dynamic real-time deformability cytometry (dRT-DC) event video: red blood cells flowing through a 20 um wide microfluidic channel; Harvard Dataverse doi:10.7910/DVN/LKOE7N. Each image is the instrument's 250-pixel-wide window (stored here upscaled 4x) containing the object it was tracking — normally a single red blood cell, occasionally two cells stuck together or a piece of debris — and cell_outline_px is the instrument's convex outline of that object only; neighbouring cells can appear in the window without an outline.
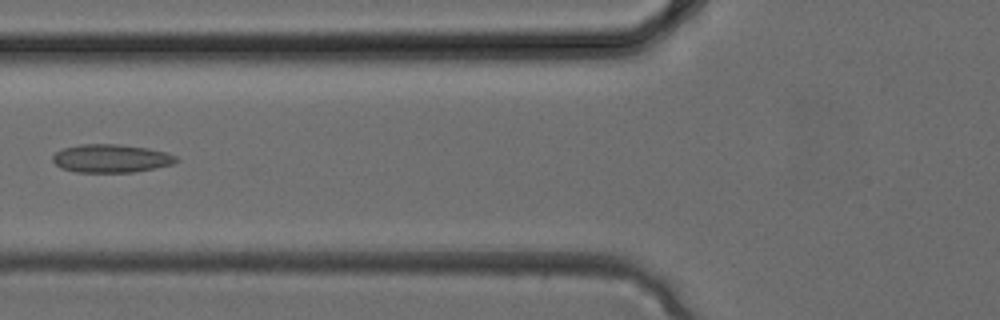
{"species": "common noctule bat (a hibernating species)", "species_latin": "Nyctalus noctula", "temperature_condition": "cold", "stored_images_in_passage": 25, "camera_frame_rate_fps": 3000, "um_per_image_px": 0.085, "animal": {"sex": "female", "body_mass_g": 24.6, "forearm_length_mm": 56.2}, "frame": {"image": 1, "passage_image": 4, "time_ms": 1.0, "image_size_px": [1000, 320], "cell_outline_px": [[180, 160], [172, 164], [132, 172], [76, 172], [60, 168], [52, 160], [52, 156], [56, 152], [64, 148], [80, 144], [120, 144], [148, 148], [164, 152], [176, 156]], "centroid_in_image_um": [9.42, 13.46], "position_along_channel_um": 116.4, "area_um2": 20.23}}
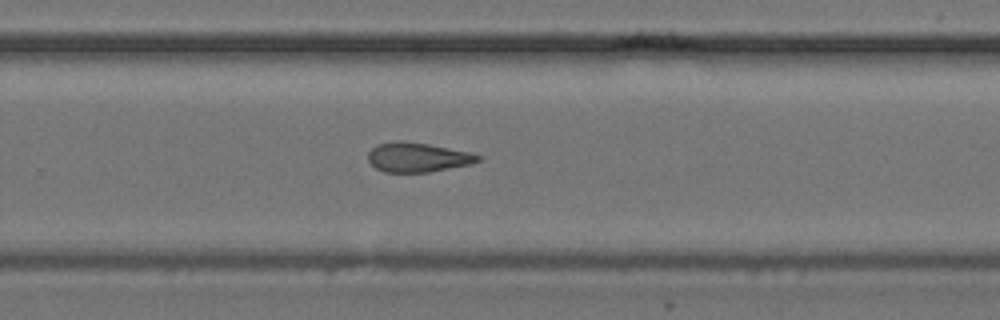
{"frame": {"image": 2, "passage_image": 13, "time_ms": 4.0, "image_size_px": [1000, 320], "cell_outline_px": [[484, 156], [480, 160], [468, 164], [428, 172], [384, 172], [376, 168], [368, 160], [368, 152], [376, 144], [428, 144], [472, 152]], "centroid_in_image_um": [35.55, 13.41], "position_along_channel_um": 294.2, "area_um2": 18.09}}
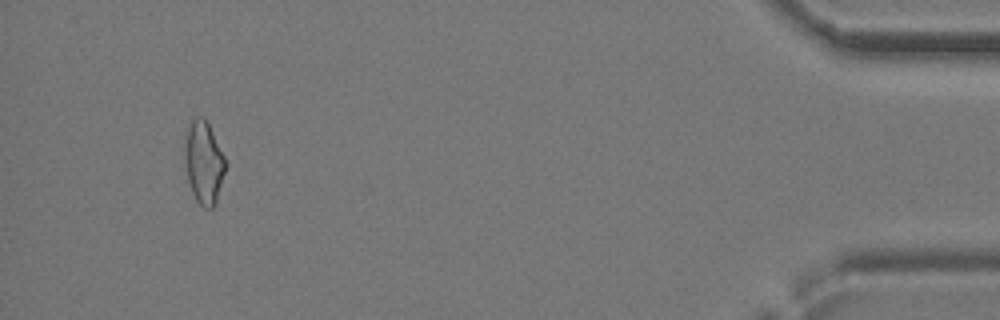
{"frame": {"image": 3, "passage_image": 23, "time_ms": 7.333, "image_size_px": [1000, 320], "cell_outline_px": [[228, 164], [216, 204], [212, 208], [204, 208], [196, 200], [192, 192], [188, 180], [184, 160], [184, 156], [188, 128], [192, 120], [200, 116], [204, 116]], "centroid_in_image_um": [17.35, 13.86], "position_along_channel_um": 417.8, "area_um2": 19.54}}